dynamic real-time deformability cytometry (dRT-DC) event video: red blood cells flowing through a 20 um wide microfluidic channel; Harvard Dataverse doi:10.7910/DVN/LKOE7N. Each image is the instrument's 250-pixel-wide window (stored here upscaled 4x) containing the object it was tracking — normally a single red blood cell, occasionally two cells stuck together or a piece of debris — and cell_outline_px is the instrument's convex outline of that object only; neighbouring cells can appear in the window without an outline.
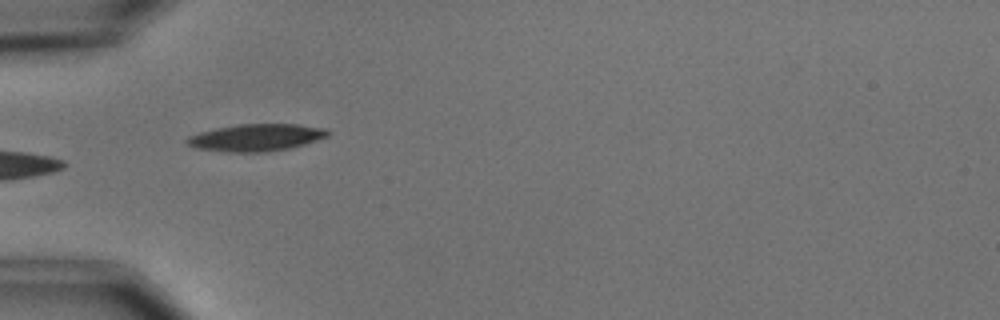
{"species": "common noctule bat (a hibernating species)", "species_latin": "Nyctalus noctula", "temperature_condition": "cold", "stored_images_in_passage": 5, "camera_frame_rate_fps": 3000, "um_per_image_px": 0.085, "animal": {"sex": "male", "body_mass_g": 15.6}, "frame": {"image": 1, "passage_image": 4, "time_ms": 3.333, "image_size_px": [1000, 320], "cell_outline_px": [[332, 132], [328, 136], [304, 144], [288, 148], [264, 152], [228, 152], [196, 148], [188, 144], [184, 140], [188, 136], [200, 132], [216, 128], [240, 124], [296, 124], [328, 128]], "centroid_in_image_um": [21.79, 11.68], "position_along_channel_um": 63.2, "area_um2": 22.25}}